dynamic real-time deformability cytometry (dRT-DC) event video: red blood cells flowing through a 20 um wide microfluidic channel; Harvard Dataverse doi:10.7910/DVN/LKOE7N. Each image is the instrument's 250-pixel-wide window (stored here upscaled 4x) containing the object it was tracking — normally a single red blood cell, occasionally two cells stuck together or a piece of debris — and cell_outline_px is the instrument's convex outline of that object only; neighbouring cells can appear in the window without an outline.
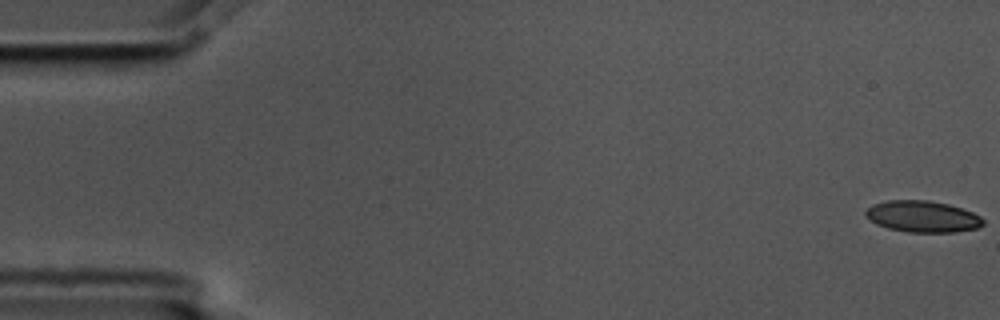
{"species": "common noctule bat (a hibernating species)", "species_latin": "Nyctalus noctula", "temperature_condition": "cold", "stored_images_in_passage": 15, "camera_frame_rate_fps": 3000, "um_per_image_px": 0.085, "animal": {"sex": "male", "body_mass_g": 17.5, "forearm_length_mm": 52.3}, "frame": {"image": 1, "passage_image": 1, "time_ms": 0.0, "image_size_px": [1000, 320], "cell_outline_px": [[984, 224], [976, 228], [952, 232], [908, 232], [888, 228], [876, 224], [864, 212], [872, 204], [888, 200], [928, 200], [948, 204], [972, 212], [980, 216], [984, 220]], "centroid_in_image_um": [78.42, 18.4], "position_along_channel_um": 6.6, "area_um2": 21.33}}
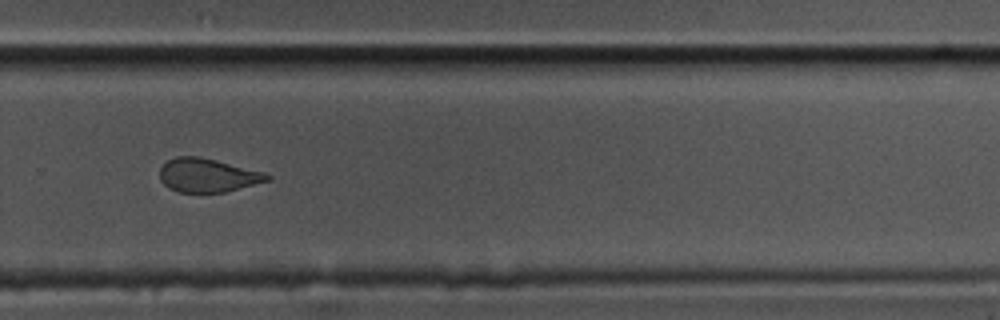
{"frame": {"image": 2, "passage_image": 11, "time_ms": 3.333, "image_size_px": [1000, 320], "cell_outline_px": [[272, 176], [268, 180], [224, 192], [180, 192], [168, 188], [160, 180], [160, 168], [168, 160], [176, 156], [200, 156], [264, 172]], "centroid_in_image_um": [17.61, 14.89], "position_along_channel_um": 312.2, "area_um2": 20.87}}
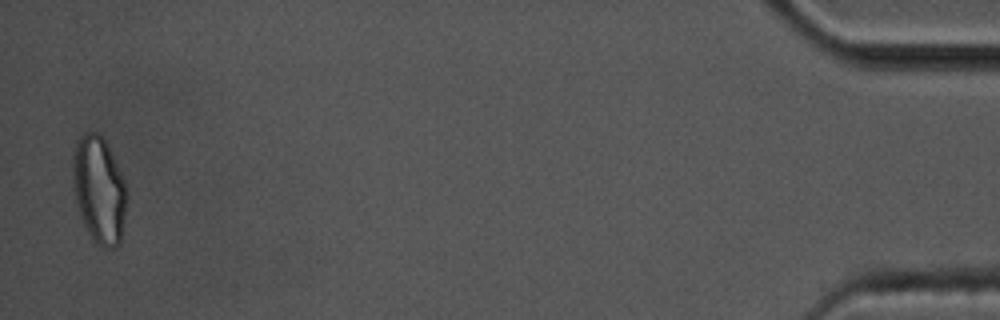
{"frame": {"image": 3, "passage_image": 15, "time_ms": 4.667, "image_size_px": [1000, 320], "cell_outline_px": [[124, 220], [120, 244], [116, 248], [104, 248], [92, 240], [80, 216], [76, 200], [72, 172], [72, 156], [76, 140], [84, 132], [100, 132], [108, 144], [124, 180]], "centroid_in_image_um": [8.39, 16.1], "position_along_channel_um": 426.8, "area_um2": 33.52}}